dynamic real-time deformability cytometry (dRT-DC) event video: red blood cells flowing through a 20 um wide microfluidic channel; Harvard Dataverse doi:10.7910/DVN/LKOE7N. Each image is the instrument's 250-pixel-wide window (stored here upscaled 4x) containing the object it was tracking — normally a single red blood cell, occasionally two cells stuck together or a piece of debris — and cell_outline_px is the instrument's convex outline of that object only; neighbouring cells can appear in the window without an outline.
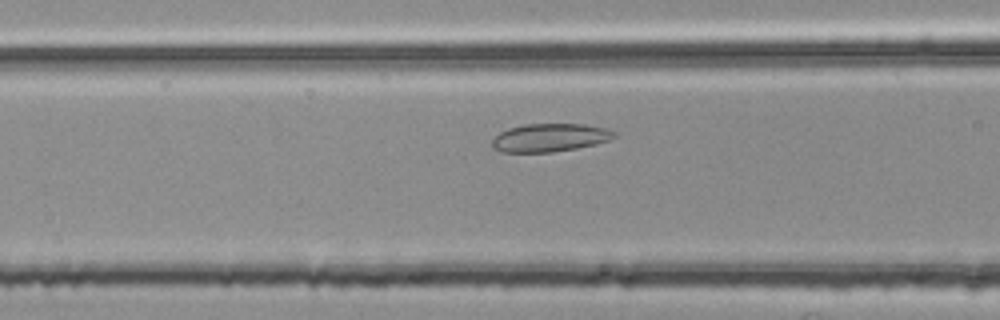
{"species": "common noctule bat (a hibernating species)", "species_latin": "Nyctalus noctula", "temperature_condition": "room temperature", "stored_images_in_passage": 23, "camera_frame_rate_fps": 3000, "um_per_image_px": 0.085, "animal": {"sex": "female", "body_mass_g": 25.1}, "frame": {"image": 1, "passage_image": 17, "time_ms": 5.333, "image_size_px": [1000, 320], "cell_outline_px": [[616, 136], [608, 140], [596, 144], [576, 148], [552, 152], [500, 152], [492, 148], [492, 140], [500, 132], [508, 128], [524, 124], [584, 124], [604, 128], [616, 132]], "centroid_in_image_um": [46.71, 11.7], "position_along_channel_um": 119.9, "area_um2": 20.0}}
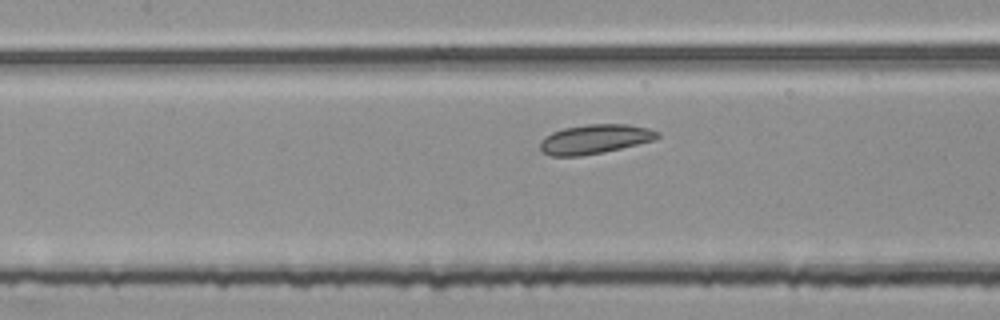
{"frame": {"image": 2, "passage_image": 20, "time_ms": 6.333, "image_size_px": [1000, 320], "cell_outline_px": [[660, 136], [656, 140], [604, 152], [580, 156], [552, 156], [544, 152], [540, 148], [540, 140], [544, 136], [552, 132], [564, 128], [588, 124], [628, 124], [648, 128], [660, 132]], "centroid_in_image_um": [50.58, 11.82], "position_along_channel_um": 156.8, "area_um2": 20.17}}